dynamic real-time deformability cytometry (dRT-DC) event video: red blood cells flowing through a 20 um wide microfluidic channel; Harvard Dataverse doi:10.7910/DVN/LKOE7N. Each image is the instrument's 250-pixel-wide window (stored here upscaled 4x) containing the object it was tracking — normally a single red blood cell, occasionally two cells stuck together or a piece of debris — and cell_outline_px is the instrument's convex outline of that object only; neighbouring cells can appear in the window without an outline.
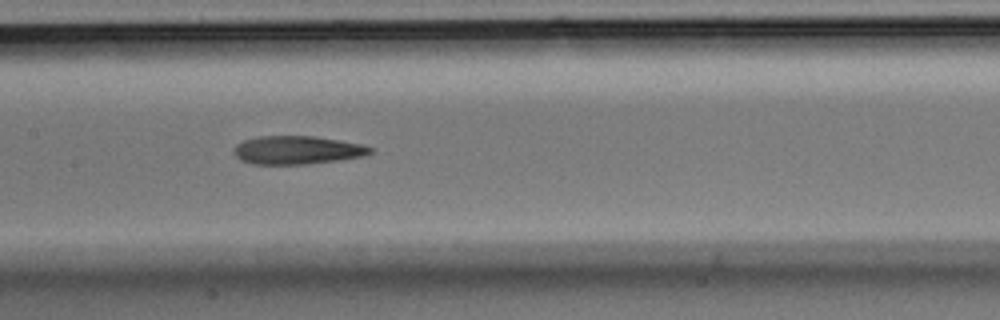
{"species": "Egyptian fruit bat (a non-hibernating species)", "species_latin": "Rousettus aegyptiacus", "temperature_condition": "room temperature", "stored_images_in_passage": 8, "camera_frame_rate_fps": 3000, "um_per_image_px": 0.085, "animal": {"sex": "male"}, "frame": {"image": 1, "passage_image": 6, "time_ms": 1.667, "image_size_px": [1000, 320], "cell_outline_px": [[376, 148], [372, 152], [364, 156], [336, 160], [304, 164], [252, 164], [240, 160], [232, 152], [232, 148], [236, 144], [244, 140], [256, 136], [312, 136], [340, 140], [360, 144]], "centroid_in_image_um": [25.22, 12.75], "position_along_channel_um": 182.2, "area_um2": 22.6}}
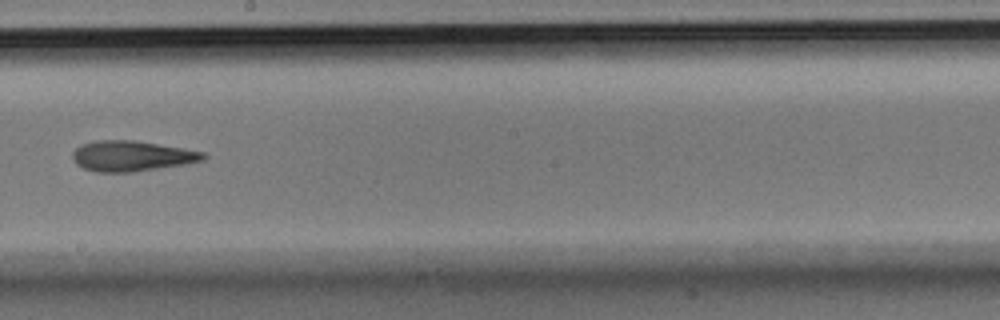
{"frame": {"image": 2, "passage_image": 7, "time_ms": 2.0, "image_size_px": [1000, 320], "cell_outline_px": [[208, 156], [204, 160], [184, 164], [132, 172], [96, 172], [84, 168], [76, 164], [72, 160], [72, 152], [80, 144], [92, 140], [136, 140], [184, 148], [204, 152]], "centroid_in_image_um": [11.17, 13.25], "position_along_channel_um": 237.0, "area_um2": 23.41}}
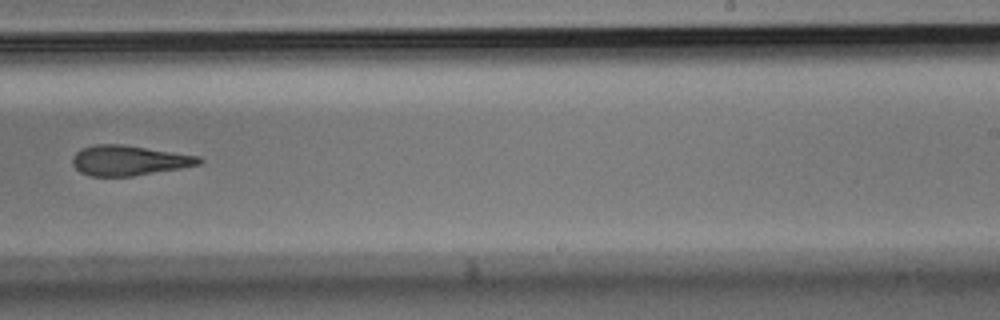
{"frame": {"image": 3, "passage_image": 8, "time_ms": 2.333, "image_size_px": [1000, 320], "cell_outline_px": [[204, 160], [200, 164], [180, 168], [132, 176], [92, 176], [80, 172], [72, 164], [72, 156], [80, 148], [96, 144], [124, 144], [200, 156]], "centroid_in_image_um": [10.95, 13.62], "position_along_channel_um": 278.1, "area_um2": 22.25}}